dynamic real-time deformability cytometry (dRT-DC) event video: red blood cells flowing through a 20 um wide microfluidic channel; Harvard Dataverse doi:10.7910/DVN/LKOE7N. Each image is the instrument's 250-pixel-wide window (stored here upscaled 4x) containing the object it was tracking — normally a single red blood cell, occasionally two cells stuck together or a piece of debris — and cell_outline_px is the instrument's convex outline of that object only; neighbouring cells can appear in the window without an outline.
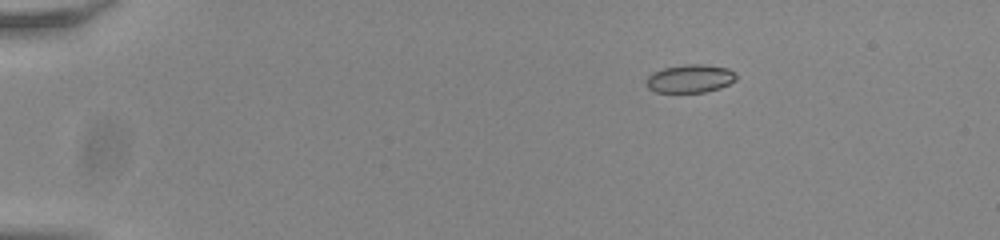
{"species": "common noctule bat (a hibernating species)", "species_latin": "Nyctalus noctula", "temperature_condition": "room temperature", "stored_images_in_passage": 10, "camera_frame_rate_fps": 3000, "um_per_image_px": 0.085, "animal": {"sex": "male", "body_mass_g": 20.0, "forearm_length_mm": 53.3}, "frame": {"image": 1, "passage_image": 1, "time_ms": 0.0, "image_size_px": [1000, 240], "cell_outline_px": [[736, 80], [720, 88], [704, 92], [656, 92], [648, 88], [644, 84], [648, 76], [652, 72], [664, 68], [684, 64], [704, 64], [728, 68], [736, 72]], "centroid_in_image_um": [58.65, 6.67], "position_along_channel_um": 26.4, "area_um2": 14.91}}